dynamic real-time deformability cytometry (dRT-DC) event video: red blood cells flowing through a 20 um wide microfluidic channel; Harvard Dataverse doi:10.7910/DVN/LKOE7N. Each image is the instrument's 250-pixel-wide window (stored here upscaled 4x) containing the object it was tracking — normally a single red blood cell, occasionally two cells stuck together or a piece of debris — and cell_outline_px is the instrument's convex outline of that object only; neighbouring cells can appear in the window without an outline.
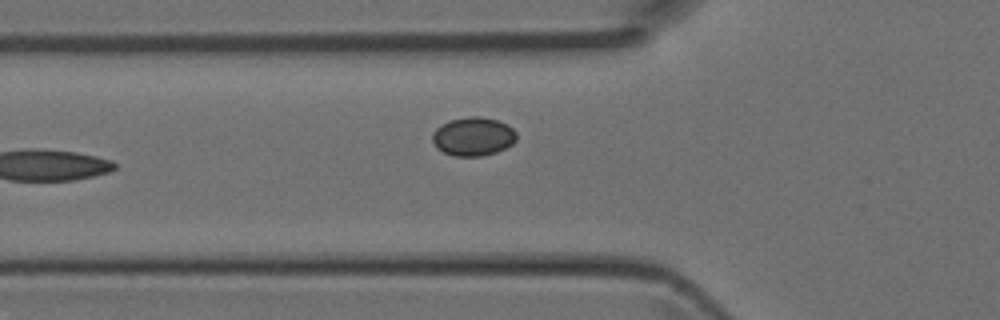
{"species": "Egyptian fruit bat (a non-hibernating species)", "species_latin": "Rousettus aegyptiacus", "temperature_condition": "room temperature", "stored_images_in_passage": 5, "camera_frame_rate_fps": 3000, "um_per_image_px": 0.085, "animal": {"sex": "female"}, "frame": {"image": 1, "passage_image": 5, "time_ms": 1.333, "image_size_px": [1000, 320], "cell_outline_px": [[516, 140], [512, 144], [496, 152], [480, 156], [452, 156], [436, 148], [432, 140], [432, 136], [436, 128], [448, 120], [472, 116], [480, 116], [496, 120], [508, 124], [516, 132]], "centroid_in_image_um": [40.21, 11.6], "position_along_channel_um": 85.6, "area_um2": 18.96}}